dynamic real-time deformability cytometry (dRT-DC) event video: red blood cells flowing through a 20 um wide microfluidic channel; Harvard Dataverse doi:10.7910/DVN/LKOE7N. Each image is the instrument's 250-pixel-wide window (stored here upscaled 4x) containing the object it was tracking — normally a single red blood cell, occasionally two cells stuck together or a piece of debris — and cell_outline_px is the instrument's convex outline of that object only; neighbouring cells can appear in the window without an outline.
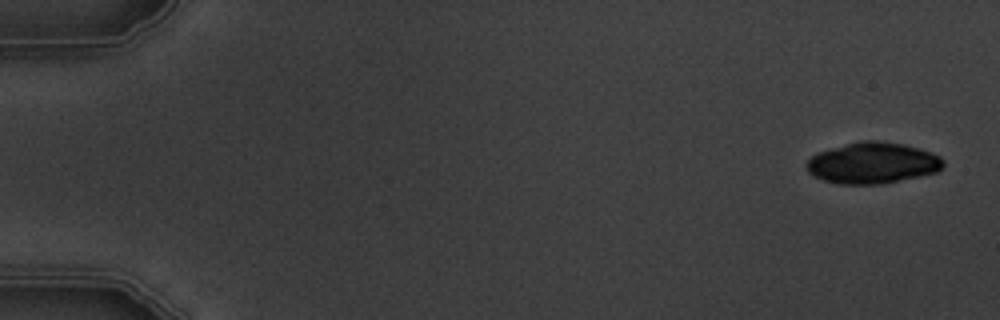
{"species": "common noctule bat (a hibernating species)", "species_latin": "Nyctalus noctula", "temperature_condition": "warm", "stored_images_in_passage": 5, "camera_frame_rate_fps": 3000, "um_per_image_px": 0.085, "animal": {"sex": "male", "body_mass_g": 19.5, "forearm_length_mm": 54.6}, "frame": {"image": 1, "passage_image": 1, "time_ms": 0.0, "image_size_px": [1000, 320], "cell_outline_px": [[944, 164], [936, 172], [880, 184], [840, 184], [824, 180], [808, 172], [804, 164], [812, 156], [820, 152], [832, 148], [860, 140], [880, 140], [904, 144], [920, 148], [932, 152], [940, 156], [944, 160]], "centroid_in_image_um": [74.18, 13.84], "position_along_channel_um": 10.8, "area_um2": 32.66}}